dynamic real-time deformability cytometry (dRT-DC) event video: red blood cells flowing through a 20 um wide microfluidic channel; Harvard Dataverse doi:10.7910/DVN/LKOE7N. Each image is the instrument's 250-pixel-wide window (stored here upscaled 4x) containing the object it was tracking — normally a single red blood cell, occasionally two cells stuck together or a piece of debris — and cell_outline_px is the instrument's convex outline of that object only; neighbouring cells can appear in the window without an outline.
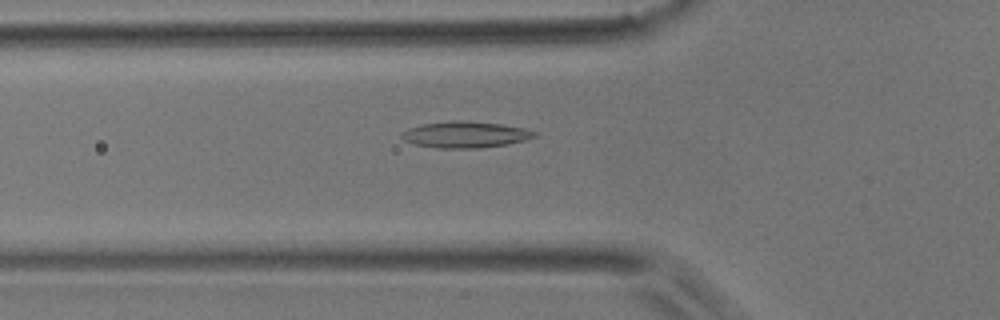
{"species": "common noctule bat (a hibernating species)", "species_latin": "Nyctalus noctula", "temperature_condition": "room temperature", "stored_images_in_passage": 31, "camera_frame_rate_fps": 3000, "um_per_image_px": 0.085, "animal": {"sex": "male", "body_mass_g": 17.9}, "frame": {"image": 1, "passage_image": 9, "time_ms": 2.667, "image_size_px": [1000, 320], "cell_outline_px": [[536, 136], [524, 140], [508, 144], [480, 148], [440, 148], [416, 144], [404, 140], [400, 136], [400, 132], [408, 128], [424, 124], [456, 120], [460, 120], [500, 124], [524, 128], [536, 132]], "centroid_in_image_um": [39.53, 11.44], "position_along_channel_um": 86.3, "area_um2": 20.17}}
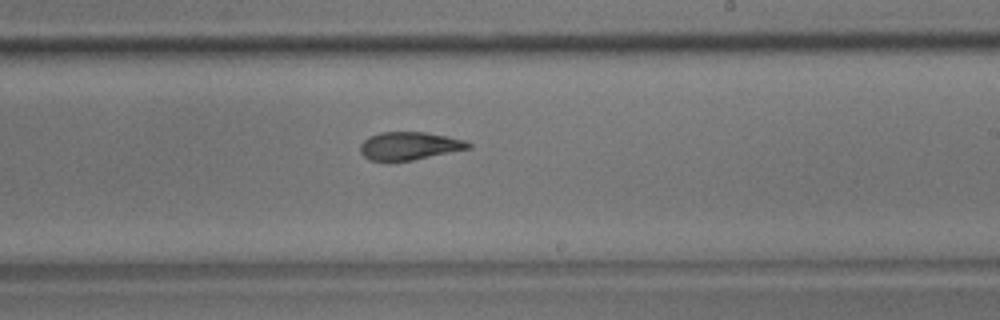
{"frame": {"image": 2, "passage_image": 22, "time_ms": 7.0, "image_size_px": [1000, 320], "cell_outline_px": [[472, 148], [412, 160], [388, 164], [368, 160], [360, 152], [360, 144], [368, 136], [380, 132], [424, 132], [464, 140], [472, 144]], "centroid_in_image_um": [34.72, 12.44], "position_along_channel_um": 254.3, "area_um2": 18.09}}
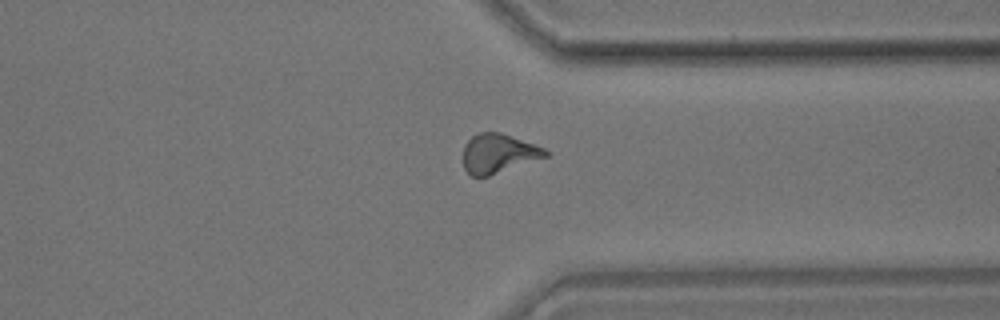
{"frame": {"image": 3, "passage_image": 31, "time_ms": 10.0, "image_size_px": [1000, 320], "cell_outline_px": [[552, 152], [548, 156], [488, 176], [472, 176], [464, 168], [464, 144], [472, 136], [480, 132], [500, 132], [544, 148]], "centroid_in_image_um": [42.37, 13.04], "position_along_channel_um": 369.0, "area_um2": 18.61}, "authors_computed_cell_mechanics": {"area_um2": 18.6116, "velocity_mm_per_s": 3.865, "shape_relaxation_time_tau1_ms": 5.7876, "shape_relaxation_time_tau2_ms": 2.0994, "deformation_change_tau1": 0.1827, "deformation_change_tau2": 0.1116}}